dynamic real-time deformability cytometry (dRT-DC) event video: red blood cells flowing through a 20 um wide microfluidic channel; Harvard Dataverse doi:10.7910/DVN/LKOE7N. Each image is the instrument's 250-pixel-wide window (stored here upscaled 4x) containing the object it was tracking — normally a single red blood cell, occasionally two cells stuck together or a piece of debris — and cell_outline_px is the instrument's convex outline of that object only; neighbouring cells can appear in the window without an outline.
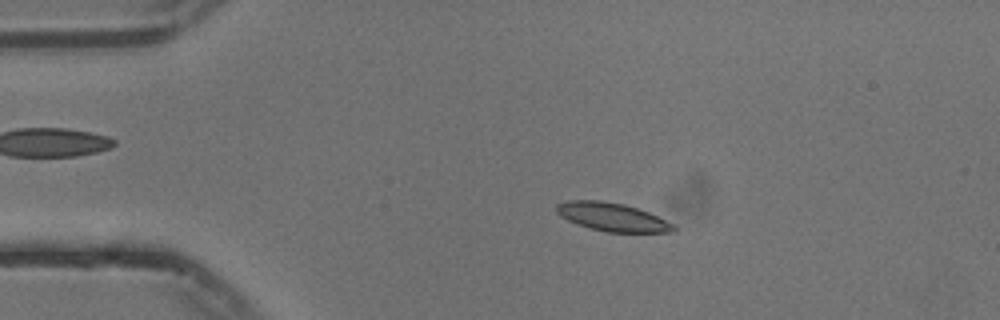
{"species": "common noctule bat (a hibernating species)", "species_latin": "Nyctalus noctula", "temperature_condition": "cold", "stored_images_in_passage": 46, "camera_frame_rate_fps": 3000, "um_per_image_px": 0.085, "animal": {"sex": "male", "body_mass_g": 13.3}, "frame": {"image": 1, "passage_image": 12, "time_ms": 3.667, "image_size_px": [1000, 320], "cell_outline_px": [[676, 232], [608, 232], [588, 228], [568, 220], [560, 216], [556, 212], [556, 204], [568, 200], [604, 200], [624, 204], [648, 212], [676, 224]], "centroid_in_image_um": [52.05, 18.44], "position_along_channel_um": 32.9, "area_um2": 19.48}}
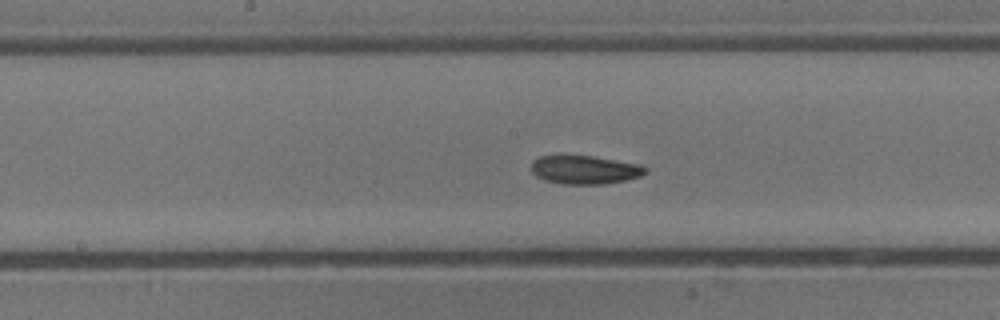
{"frame": {"image": 2, "passage_image": 29, "time_ms": 9.333, "image_size_px": [1000, 320], "cell_outline_px": [[648, 172], [640, 176], [624, 180], [604, 184], [564, 184], [544, 180], [536, 176], [532, 172], [532, 160], [540, 156], [560, 152], [564, 152], [592, 156], [640, 164], [648, 168]], "centroid_in_image_um": [49.65, 14.38], "position_along_channel_um": 198.6, "area_um2": 19.71}}
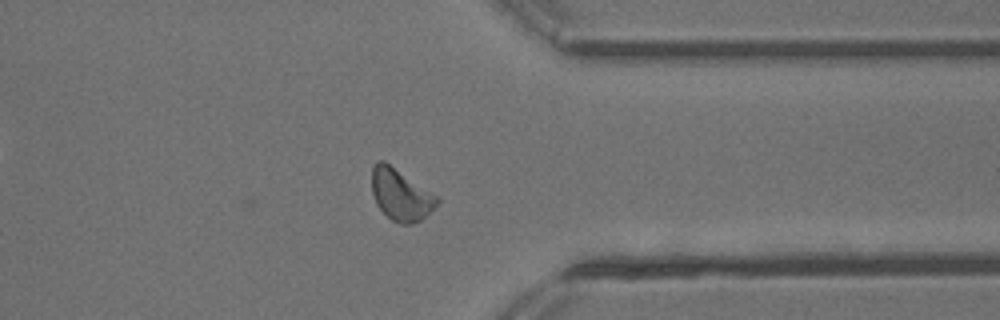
{"frame": {"image": 3, "passage_image": 44, "time_ms": 14.333, "image_size_px": [1000, 320], "cell_outline_px": [[440, 200], [420, 220], [412, 224], [400, 224], [392, 220], [376, 204], [372, 192], [372, 168], [376, 160], [384, 160], [436, 196]], "centroid_in_image_um": [34.01, 16.54], "position_along_channel_um": 377.4, "area_um2": 19.07}, "authors_computed_cell_mechanics": {"area_um2": 19.2185, "velocity_mm_per_s": 3.7144, "shape_relaxation_time_tau1_ms": 6.9628, "shape_relaxation_time_tau2_ms": 6.4115, "deformation_change_tau1": 0.122, "deformation_change_tau2": 0.1332}}